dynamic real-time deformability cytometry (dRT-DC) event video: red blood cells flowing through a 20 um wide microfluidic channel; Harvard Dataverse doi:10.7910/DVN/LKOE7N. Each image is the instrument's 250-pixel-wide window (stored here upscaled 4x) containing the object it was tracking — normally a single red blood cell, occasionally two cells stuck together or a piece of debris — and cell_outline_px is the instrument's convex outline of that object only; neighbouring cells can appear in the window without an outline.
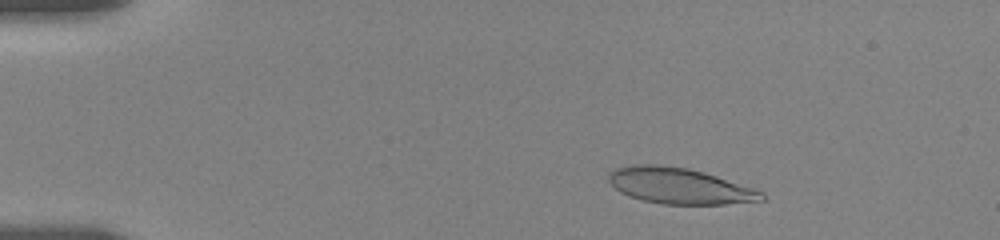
{"species": "human", "species_latin": "Homo sapiens", "temperature_condition": "room temperature", "stored_images_in_passage": 81, "camera_frame_rate_fps": 3000, "um_per_image_px": 0.085, "donor": {"sex": "female"}, "frame": {"image": 1, "passage_image": 10, "time_ms": 2.333, "image_size_px": [1000, 240], "cell_outline_px": [[764, 200], [724, 204], [664, 204], [644, 200], [628, 196], [620, 192], [608, 180], [608, 172], [616, 168], [636, 164], [660, 164], [688, 168], [704, 172], [764, 192]], "centroid_in_image_um": [57.72, 15.79], "position_along_channel_um": 27.3, "area_um2": 31.85}}
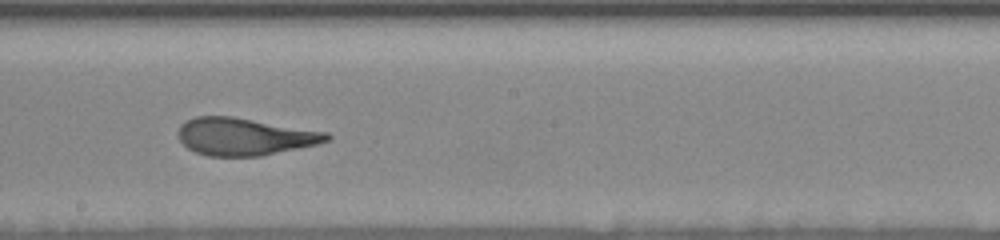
{"frame": {"image": 2, "passage_image": 49, "time_ms": 10.0, "image_size_px": [1000, 240], "cell_outline_px": [[332, 136], [328, 140], [316, 144], [260, 156], [208, 156], [196, 152], [188, 148], [180, 140], [176, 132], [180, 124], [184, 120], [196, 116], [232, 116], [328, 132]], "centroid_in_image_um": [20.73, 11.6], "position_along_channel_um": 227.5, "area_um2": 32.37}}
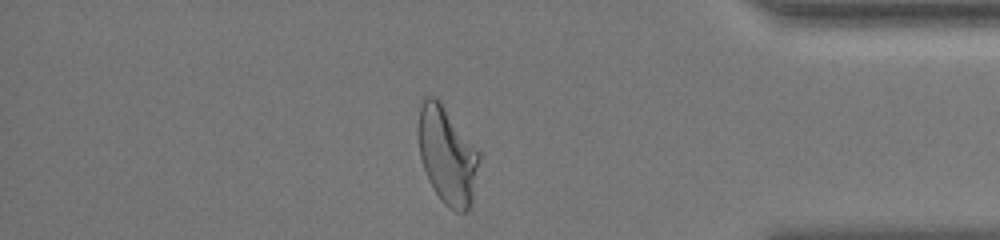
{"frame": {"image": 3, "passage_image": 74, "time_ms": 15.333, "image_size_px": [1000, 240], "cell_outline_px": [[480, 160], [472, 200], [468, 208], [464, 212], [456, 212], [448, 208], [440, 200], [428, 180], [420, 156], [420, 104], [428, 96], [432, 96], [440, 100], [480, 152]], "centroid_in_image_um": [38.05, 13.24], "position_along_channel_um": 397.2, "area_um2": 34.1}, "authors_computed_cell_mechanics": {"area_um2": 32.5992, "velocity_mm_per_s": 3.6185, "shape_relaxation_time_tau1_ms": 5.8866, "shape_relaxation_time_tau2_ms": 1.2355, "deformation_change_tau1": 0.2262, "deformation_change_tau2": 0.0957}}